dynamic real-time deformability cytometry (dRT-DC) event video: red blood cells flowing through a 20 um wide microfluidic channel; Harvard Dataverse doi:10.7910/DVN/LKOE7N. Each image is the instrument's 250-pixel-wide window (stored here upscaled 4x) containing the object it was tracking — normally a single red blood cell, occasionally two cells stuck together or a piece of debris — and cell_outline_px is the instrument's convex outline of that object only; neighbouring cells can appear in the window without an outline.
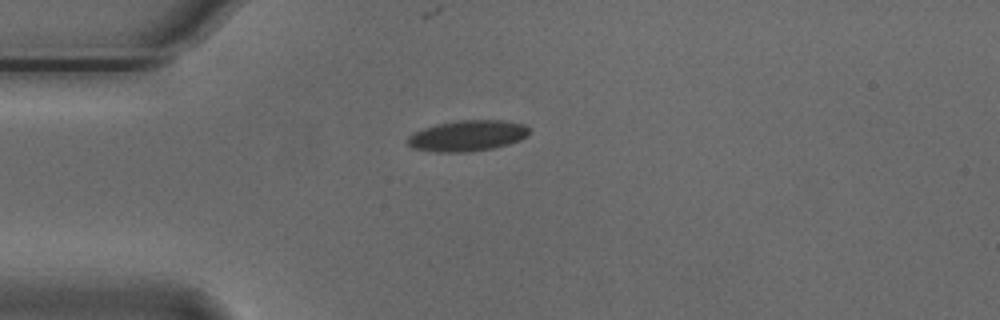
{"species": "Egyptian fruit bat (a non-hibernating species)", "species_latin": "Rousettus aegyptiacus", "temperature_condition": "cold", "stored_images_in_passage": 43, "camera_frame_rate_fps": 3000, "um_per_image_px": 0.085, "animal": {"sex": "male"}, "frame": {"image": 1, "passage_image": 1, "time_ms": 0.0, "image_size_px": [1000, 320], "cell_outline_px": [[528, 136], [520, 140], [508, 144], [492, 148], [468, 152], [432, 152], [412, 148], [404, 140], [408, 136], [424, 128], [436, 124], [460, 120], [504, 120], [524, 124], [528, 128]], "centroid_in_image_um": [39.71, 11.54], "position_along_channel_um": 45.3, "area_um2": 21.96}}
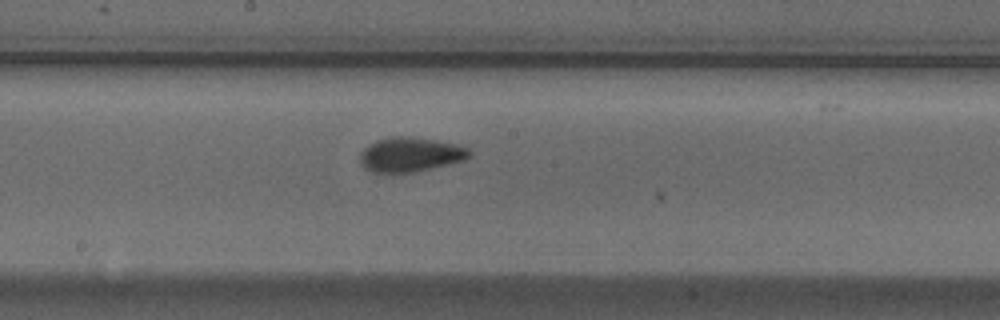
{"frame": {"image": 2, "passage_image": 16, "time_ms": 5.0, "image_size_px": [1000, 320], "cell_outline_px": [[472, 156], [464, 160], [416, 172], [372, 172], [364, 168], [360, 164], [360, 152], [368, 144], [376, 140], [392, 136], [412, 136], [436, 140], [456, 144], [468, 148], [472, 152]], "centroid_in_image_um": [34.87, 13.12], "position_along_channel_um": 213.3, "area_um2": 22.2}}
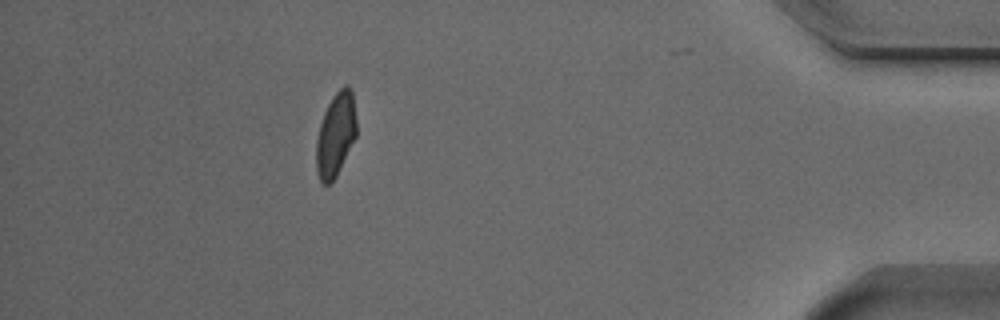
{"frame": {"image": 3, "passage_image": 36, "time_ms": 11.667, "image_size_px": [1000, 320], "cell_outline_px": [[356, 136], [336, 176], [328, 184], [324, 184], [320, 180], [316, 172], [316, 140], [320, 124], [324, 112], [332, 96], [344, 84], [348, 84], [352, 92], [356, 120]], "centroid_in_image_um": [28.52, 11.42], "position_along_channel_um": 406.7, "area_um2": 19.54}}